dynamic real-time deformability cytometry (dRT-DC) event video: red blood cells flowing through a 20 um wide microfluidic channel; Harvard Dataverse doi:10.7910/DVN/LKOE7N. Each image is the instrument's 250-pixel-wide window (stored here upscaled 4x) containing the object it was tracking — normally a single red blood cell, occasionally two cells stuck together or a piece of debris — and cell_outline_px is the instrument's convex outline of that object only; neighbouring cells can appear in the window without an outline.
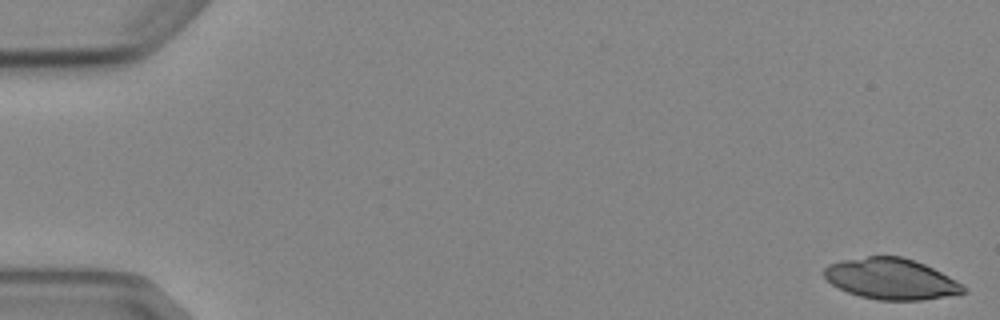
{"species": "Egyptian fruit bat (a non-hibernating species)", "species_latin": "Rousettus aegyptiacus", "temperature_condition": "cold", "stored_images_in_passage": 4, "camera_frame_rate_fps": 3000, "um_per_image_px": 0.085, "animal": {"sex": "female"}, "frame": {"image": 1, "passage_image": 1, "time_ms": 0.0, "image_size_px": [1000, 320], "cell_outline_px": [[968, 292], [920, 300], [876, 300], [860, 296], [848, 292], [832, 284], [824, 276], [824, 268], [828, 264], [840, 260], [868, 256], [900, 256], [924, 264], [964, 284], [968, 288]], "centroid_in_image_um": [75.74, 23.7], "position_along_channel_um": 9.3, "area_um2": 33.12}}